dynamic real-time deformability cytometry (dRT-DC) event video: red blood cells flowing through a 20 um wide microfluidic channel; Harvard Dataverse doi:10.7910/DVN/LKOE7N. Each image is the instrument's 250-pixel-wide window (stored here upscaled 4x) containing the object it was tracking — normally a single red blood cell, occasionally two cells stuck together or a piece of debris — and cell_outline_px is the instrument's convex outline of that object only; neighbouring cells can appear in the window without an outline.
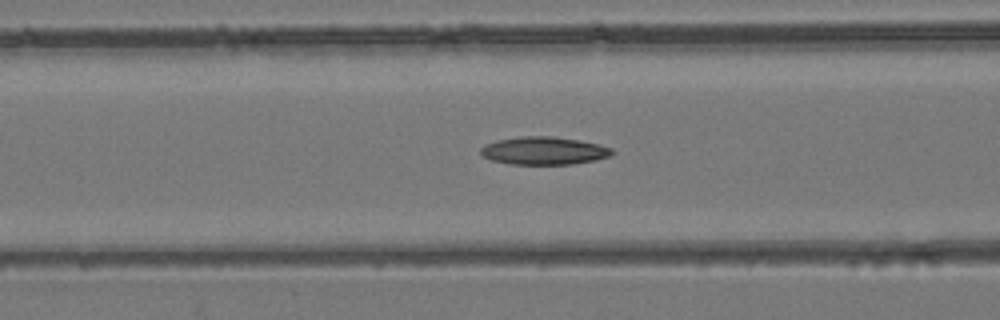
{"species": "common noctule bat (a hibernating species)", "species_latin": "Nyctalus noctula", "temperature_condition": "room temperature", "stored_images_in_passage": 37, "camera_frame_rate_fps": 3000, "um_per_image_px": 0.085, "animal": {"sex": "female", "body_mass_g": 24.6, "forearm_length_mm": 56.2}, "frame": {"image": 1, "passage_image": 13, "time_ms": 4.0, "image_size_px": [1000, 320], "cell_outline_px": [[616, 152], [608, 156], [596, 160], [572, 164], [508, 164], [492, 160], [480, 156], [480, 148], [484, 144], [496, 140], [520, 136], [552, 136], [580, 140], [600, 144], [612, 148]], "centroid_in_image_um": [46.21, 12.8], "position_along_channel_um": 120.4, "area_um2": 21.62}}
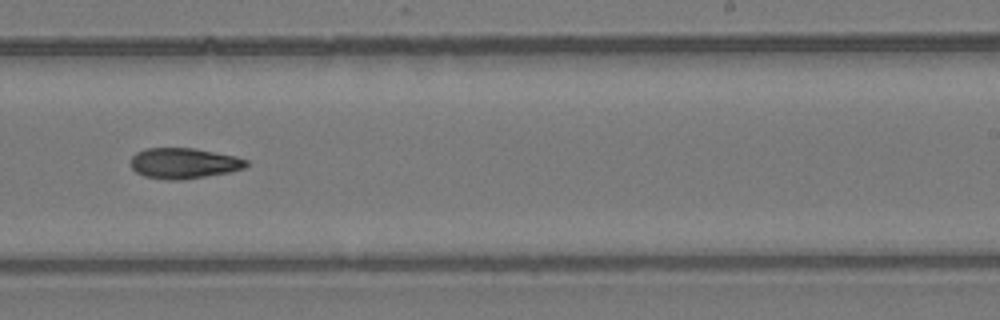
{"frame": {"image": 2, "passage_image": 23, "time_ms": 7.333, "image_size_px": [1000, 320], "cell_outline_px": [[248, 164], [244, 168], [228, 172], [180, 180], [168, 180], [144, 176], [136, 172], [132, 168], [132, 156], [136, 152], [144, 148], [196, 148], [236, 156], [248, 160]], "centroid_in_image_um": [15.62, 13.86], "position_along_channel_um": 273.4, "area_um2": 20.58}}
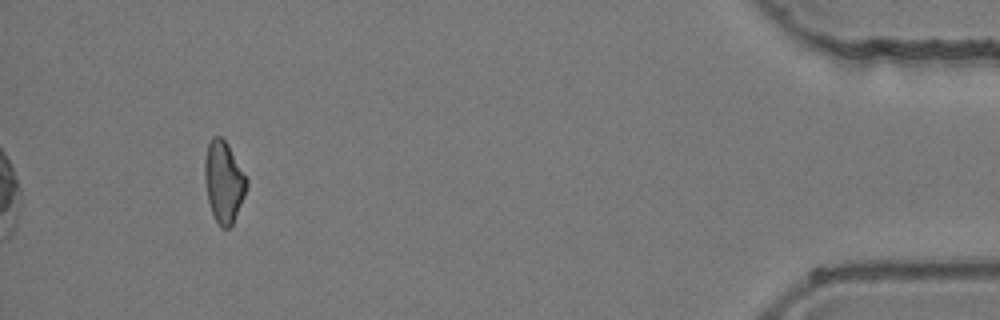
{"frame": {"image": 3, "passage_image": 37, "time_ms": 12.0, "image_size_px": [1000, 320], "cell_outline_px": [[248, 184], [244, 196], [232, 224], [228, 228], [220, 228], [212, 212], [208, 200], [204, 180], [204, 160], [208, 144], [212, 136], [220, 136], [228, 144], [248, 180]], "centroid_in_image_um": [19.0, 15.43], "position_along_channel_um": 416.2, "area_um2": 19.77}}